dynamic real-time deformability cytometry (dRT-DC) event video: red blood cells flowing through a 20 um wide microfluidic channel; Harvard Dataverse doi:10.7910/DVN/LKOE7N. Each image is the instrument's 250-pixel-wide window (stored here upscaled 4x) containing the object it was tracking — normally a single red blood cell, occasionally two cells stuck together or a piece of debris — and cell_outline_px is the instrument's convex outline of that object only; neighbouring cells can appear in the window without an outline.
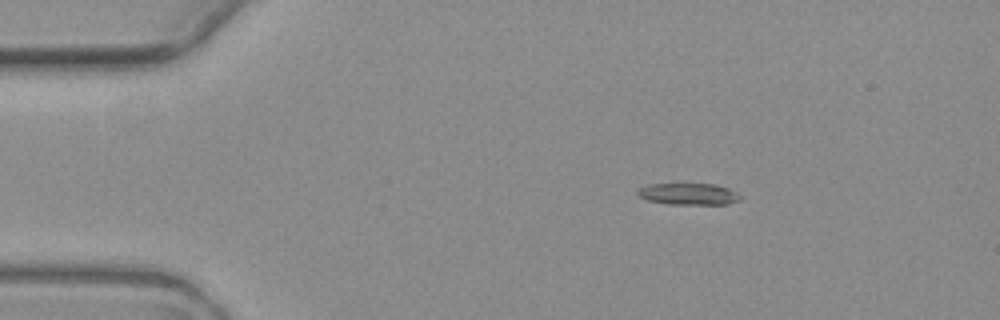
{"species": "common noctule bat (a hibernating species)", "species_latin": "Nyctalus noctula", "temperature_condition": "warm", "stored_images_in_passage": 4, "camera_frame_rate_fps": 3000, "um_per_image_px": 0.085, "animal": {"sex": "female", "body_mass_g": 19.3, "forearm_length_mm": 54.1}, "frame": {"image": 1, "passage_image": 2, "time_ms": 1.0, "image_size_px": [1000, 320], "cell_outline_px": [[740, 200], [728, 204], [668, 204], [648, 200], [640, 196], [636, 192], [640, 188], [648, 184], [676, 180], [680, 180], [716, 184], [728, 188], [736, 192], [740, 196]], "centroid_in_image_um": [58.49, 16.42], "position_along_channel_um": 26.5, "area_um2": 13.87}}
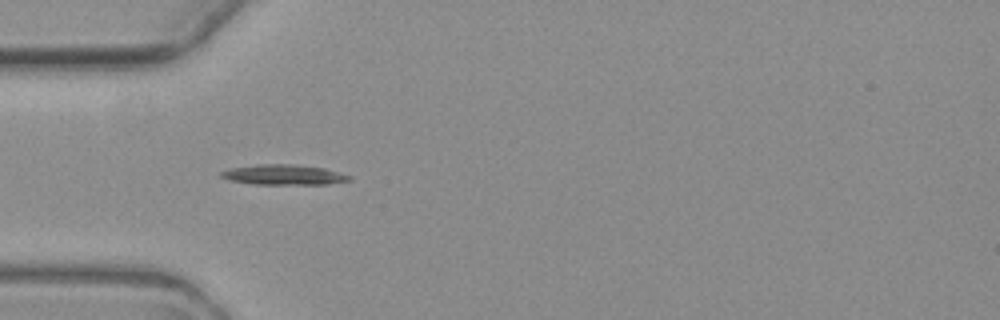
{"frame": {"image": 2, "passage_image": 4, "time_ms": 3.667, "image_size_px": [1000, 320], "cell_outline_px": [[352, 180], [328, 184], [252, 184], [228, 180], [220, 176], [220, 172], [228, 168], [256, 164], [292, 164], [324, 168], [352, 176]], "centroid_in_image_um": [24.08, 14.85], "position_along_channel_um": 60.9, "area_um2": 15.2}}